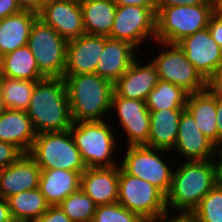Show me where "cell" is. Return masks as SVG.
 Instances as JSON below:
<instances>
[{
  "label": "cell",
  "instance_id": "1f68e13d",
  "mask_svg": "<svg viewBox=\"0 0 222 222\" xmlns=\"http://www.w3.org/2000/svg\"><path fill=\"white\" fill-rule=\"evenodd\" d=\"M191 214L198 222H222V184L212 188Z\"/></svg>",
  "mask_w": 222,
  "mask_h": 222
},
{
  "label": "cell",
  "instance_id": "7bdbcfd3",
  "mask_svg": "<svg viewBox=\"0 0 222 222\" xmlns=\"http://www.w3.org/2000/svg\"><path fill=\"white\" fill-rule=\"evenodd\" d=\"M12 220L13 218L7 199L0 197V222H10Z\"/></svg>",
  "mask_w": 222,
  "mask_h": 222
},
{
  "label": "cell",
  "instance_id": "f1b7e54d",
  "mask_svg": "<svg viewBox=\"0 0 222 222\" xmlns=\"http://www.w3.org/2000/svg\"><path fill=\"white\" fill-rule=\"evenodd\" d=\"M189 93L173 83L159 79L148 94L145 104L149 111L185 109Z\"/></svg>",
  "mask_w": 222,
  "mask_h": 222
},
{
  "label": "cell",
  "instance_id": "836d02e7",
  "mask_svg": "<svg viewBox=\"0 0 222 222\" xmlns=\"http://www.w3.org/2000/svg\"><path fill=\"white\" fill-rule=\"evenodd\" d=\"M24 153L15 145L0 141V170L17 161Z\"/></svg>",
  "mask_w": 222,
  "mask_h": 222
},
{
  "label": "cell",
  "instance_id": "bcb514c9",
  "mask_svg": "<svg viewBox=\"0 0 222 222\" xmlns=\"http://www.w3.org/2000/svg\"><path fill=\"white\" fill-rule=\"evenodd\" d=\"M7 110V107L4 103V100L2 98V94H1V91H0V116Z\"/></svg>",
  "mask_w": 222,
  "mask_h": 222
},
{
  "label": "cell",
  "instance_id": "b9f144b4",
  "mask_svg": "<svg viewBox=\"0 0 222 222\" xmlns=\"http://www.w3.org/2000/svg\"><path fill=\"white\" fill-rule=\"evenodd\" d=\"M216 123L218 129V148L222 146V99L216 98ZM221 144V145H220Z\"/></svg>",
  "mask_w": 222,
  "mask_h": 222
},
{
  "label": "cell",
  "instance_id": "ac0fdd59",
  "mask_svg": "<svg viewBox=\"0 0 222 222\" xmlns=\"http://www.w3.org/2000/svg\"><path fill=\"white\" fill-rule=\"evenodd\" d=\"M119 167H91L81 174L80 187L98 205L118 200Z\"/></svg>",
  "mask_w": 222,
  "mask_h": 222
},
{
  "label": "cell",
  "instance_id": "d4e9b609",
  "mask_svg": "<svg viewBox=\"0 0 222 222\" xmlns=\"http://www.w3.org/2000/svg\"><path fill=\"white\" fill-rule=\"evenodd\" d=\"M185 109L193 116L200 131L218 148L216 97L208 89L191 93Z\"/></svg>",
  "mask_w": 222,
  "mask_h": 222
},
{
  "label": "cell",
  "instance_id": "4fadbf2b",
  "mask_svg": "<svg viewBox=\"0 0 222 222\" xmlns=\"http://www.w3.org/2000/svg\"><path fill=\"white\" fill-rule=\"evenodd\" d=\"M38 18L67 41L86 34L79 0H49Z\"/></svg>",
  "mask_w": 222,
  "mask_h": 222
},
{
  "label": "cell",
  "instance_id": "f6af8a7d",
  "mask_svg": "<svg viewBox=\"0 0 222 222\" xmlns=\"http://www.w3.org/2000/svg\"><path fill=\"white\" fill-rule=\"evenodd\" d=\"M214 15L222 17V0H212Z\"/></svg>",
  "mask_w": 222,
  "mask_h": 222
},
{
  "label": "cell",
  "instance_id": "e0dca14e",
  "mask_svg": "<svg viewBox=\"0 0 222 222\" xmlns=\"http://www.w3.org/2000/svg\"><path fill=\"white\" fill-rule=\"evenodd\" d=\"M40 173L38 164L28 154H23L0 170V197L7 199L22 191L39 188Z\"/></svg>",
  "mask_w": 222,
  "mask_h": 222
},
{
  "label": "cell",
  "instance_id": "277c9868",
  "mask_svg": "<svg viewBox=\"0 0 222 222\" xmlns=\"http://www.w3.org/2000/svg\"><path fill=\"white\" fill-rule=\"evenodd\" d=\"M28 155L41 169H63L82 174L88 168L69 129L37 134Z\"/></svg>",
  "mask_w": 222,
  "mask_h": 222
},
{
  "label": "cell",
  "instance_id": "ab89813d",
  "mask_svg": "<svg viewBox=\"0 0 222 222\" xmlns=\"http://www.w3.org/2000/svg\"><path fill=\"white\" fill-rule=\"evenodd\" d=\"M49 0H17L22 10L39 13Z\"/></svg>",
  "mask_w": 222,
  "mask_h": 222
},
{
  "label": "cell",
  "instance_id": "f35d334b",
  "mask_svg": "<svg viewBox=\"0 0 222 222\" xmlns=\"http://www.w3.org/2000/svg\"><path fill=\"white\" fill-rule=\"evenodd\" d=\"M17 0H0V20L20 12Z\"/></svg>",
  "mask_w": 222,
  "mask_h": 222
},
{
  "label": "cell",
  "instance_id": "4dcf8cb0",
  "mask_svg": "<svg viewBox=\"0 0 222 222\" xmlns=\"http://www.w3.org/2000/svg\"><path fill=\"white\" fill-rule=\"evenodd\" d=\"M59 206L72 222H92L97 207L81 187L66 197Z\"/></svg>",
  "mask_w": 222,
  "mask_h": 222
},
{
  "label": "cell",
  "instance_id": "f546056e",
  "mask_svg": "<svg viewBox=\"0 0 222 222\" xmlns=\"http://www.w3.org/2000/svg\"><path fill=\"white\" fill-rule=\"evenodd\" d=\"M37 81L2 77L0 91L7 109L26 111Z\"/></svg>",
  "mask_w": 222,
  "mask_h": 222
},
{
  "label": "cell",
  "instance_id": "d6a6232c",
  "mask_svg": "<svg viewBox=\"0 0 222 222\" xmlns=\"http://www.w3.org/2000/svg\"><path fill=\"white\" fill-rule=\"evenodd\" d=\"M144 220L118 202L98 205L92 222H143Z\"/></svg>",
  "mask_w": 222,
  "mask_h": 222
},
{
  "label": "cell",
  "instance_id": "681fc988",
  "mask_svg": "<svg viewBox=\"0 0 222 222\" xmlns=\"http://www.w3.org/2000/svg\"><path fill=\"white\" fill-rule=\"evenodd\" d=\"M222 146H220V148L217 150V151H219L218 153H217V157H218V155H222V148H221Z\"/></svg>",
  "mask_w": 222,
  "mask_h": 222
},
{
  "label": "cell",
  "instance_id": "60d3db41",
  "mask_svg": "<svg viewBox=\"0 0 222 222\" xmlns=\"http://www.w3.org/2000/svg\"><path fill=\"white\" fill-rule=\"evenodd\" d=\"M116 6L135 5L145 8H150L155 13L154 0H113Z\"/></svg>",
  "mask_w": 222,
  "mask_h": 222
},
{
  "label": "cell",
  "instance_id": "ffe728a7",
  "mask_svg": "<svg viewBox=\"0 0 222 222\" xmlns=\"http://www.w3.org/2000/svg\"><path fill=\"white\" fill-rule=\"evenodd\" d=\"M135 46L132 44L104 36V50L97 63L95 73L115 83L136 60Z\"/></svg>",
  "mask_w": 222,
  "mask_h": 222
},
{
  "label": "cell",
  "instance_id": "2e32d148",
  "mask_svg": "<svg viewBox=\"0 0 222 222\" xmlns=\"http://www.w3.org/2000/svg\"><path fill=\"white\" fill-rule=\"evenodd\" d=\"M178 154L189 161L215 159L217 147L200 131L193 116L185 109L179 119L178 138L175 143Z\"/></svg>",
  "mask_w": 222,
  "mask_h": 222
},
{
  "label": "cell",
  "instance_id": "30bf717a",
  "mask_svg": "<svg viewBox=\"0 0 222 222\" xmlns=\"http://www.w3.org/2000/svg\"><path fill=\"white\" fill-rule=\"evenodd\" d=\"M156 152L164 153L166 150L146 145L127 146L126 155L120 167L127 174L156 186L166 195L171 186L173 171Z\"/></svg>",
  "mask_w": 222,
  "mask_h": 222
},
{
  "label": "cell",
  "instance_id": "e575fe53",
  "mask_svg": "<svg viewBox=\"0 0 222 222\" xmlns=\"http://www.w3.org/2000/svg\"><path fill=\"white\" fill-rule=\"evenodd\" d=\"M34 222H72V220L63 212L59 205L49 206Z\"/></svg>",
  "mask_w": 222,
  "mask_h": 222
},
{
  "label": "cell",
  "instance_id": "9a60e30c",
  "mask_svg": "<svg viewBox=\"0 0 222 222\" xmlns=\"http://www.w3.org/2000/svg\"><path fill=\"white\" fill-rule=\"evenodd\" d=\"M104 36L84 34L67 42L64 76L95 73Z\"/></svg>",
  "mask_w": 222,
  "mask_h": 222
},
{
  "label": "cell",
  "instance_id": "4316f807",
  "mask_svg": "<svg viewBox=\"0 0 222 222\" xmlns=\"http://www.w3.org/2000/svg\"><path fill=\"white\" fill-rule=\"evenodd\" d=\"M2 75L12 79L40 81L46 78L40 71L28 45L1 57Z\"/></svg>",
  "mask_w": 222,
  "mask_h": 222
},
{
  "label": "cell",
  "instance_id": "6da1fadb",
  "mask_svg": "<svg viewBox=\"0 0 222 222\" xmlns=\"http://www.w3.org/2000/svg\"><path fill=\"white\" fill-rule=\"evenodd\" d=\"M218 183L219 166L215 159L185 161L173 171L171 186L166 194L167 211L171 206L179 214H191Z\"/></svg>",
  "mask_w": 222,
  "mask_h": 222
},
{
  "label": "cell",
  "instance_id": "3957f363",
  "mask_svg": "<svg viewBox=\"0 0 222 222\" xmlns=\"http://www.w3.org/2000/svg\"><path fill=\"white\" fill-rule=\"evenodd\" d=\"M63 79L72 121H103L102 115L111 110L114 84L96 73L63 76Z\"/></svg>",
  "mask_w": 222,
  "mask_h": 222
},
{
  "label": "cell",
  "instance_id": "7402d4cb",
  "mask_svg": "<svg viewBox=\"0 0 222 222\" xmlns=\"http://www.w3.org/2000/svg\"><path fill=\"white\" fill-rule=\"evenodd\" d=\"M37 19V13L21 10L0 20V57L28 44L31 28Z\"/></svg>",
  "mask_w": 222,
  "mask_h": 222
},
{
  "label": "cell",
  "instance_id": "8992f818",
  "mask_svg": "<svg viewBox=\"0 0 222 222\" xmlns=\"http://www.w3.org/2000/svg\"><path fill=\"white\" fill-rule=\"evenodd\" d=\"M213 15V4L166 7L156 15L154 40L177 44L184 37L208 27Z\"/></svg>",
  "mask_w": 222,
  "mask_h": 222
},
{
  "label": "cell",
  "instance_id": "cb8c5ba5",
  "mask_svg": "<svg viewBox=\"0 0 222 222\" xmlns=\"http://www.w3.org/2000/svg\"><path fill=\"white\" fill-rule=\"evenodd\" d=\"M184 110L150 111V134L147 146L166 151L174 149L178 138L179 119Z\"/></svg>",
  "mask_w": 222,
  "mask_h": 222
},
{
  "label": "cell",
  "instance_id": "603a6c76",
  "mask_svg": "<svg viewBox=\"0 0 222 222\" xmlns=\"http://www.w3.org/2000/svg\"><path fill=\"white\" fill-rule=\"evenodd\" d=\"M81 184V174L63 169H41L39 189L50 206L59 205Z\"/></svg>",
  "mask_w": 222,
  "mask_h": 222
},
{
  "label": "cell",
  "instance_id": "8d00e7d4",
  "mask_svg": "<svg viewBox=\"0 0 222 222\" xmlns=\"http://www.w3.org/2000/svg\"><path fill=\"white\" fill-rule=\"evenodd\" d=\"M207 89L222 99V65L207 79Z\"/></svg>",
  "mask_w": 222,
  "mask_h": 222
},
{
  "label": "cell",
  "instance_id": "d590c367",
  "mask_svg": "<svg viewBox=\"0 0 222 222\" xmlns=\"http://www.w3.org/2000/svg\"><path fill=\"white\" fill-rule=\"evenodd\" d=\"M155 4V14L157 15L162 9L171 6L180 5H203V4H213L212 0H154Z\"/></svg>",
  "mask_w": 222,
  "mask_h": 222
},
{
  "label": "cell",
  "instance_id": "74e56055",
  "mask_svg": "<svg viewBox=\"0 0 222 222\" xmlns=\"http://www.w3.org/2000/svg\"><path fill=\"white\" fill-rule=\"evenodd\" d=\"M208 29L215 42L222 48V20L213 15L209 20Z\"/></svg>",
  "mask_w": 222,
  "mask_h": 222
},
{
  "label": "cell",
  "instance_id": "5b68a950",
  "mask_svg": "<svg viewBox=\"0 0 222 222\" xmlns=\"http://www.w3.org/2000/svg\"><path fill=\"white\" fill-rule=\"evenodd\" d=\"M117 202L146 221L160 222L169 215L166 195L151 183L127 174L120 166Z\"/></svg>",
  "mask_w": 222,
  "mask_h": 222
},
{
  "label": "cell",
  "instance_id": "5bb4252c",
  "mask_svg": "<svg viewBox=\"0 0 222 222\" xmlns=\"http://www.w3.org/2000/svg\"><path fill=\"white\" fill-rule=\"evenodd\" d=\"M177 44L206 80L222 65V48L210 35L208 27L184 37Z\"/></svg>",
  "mask_w": 222,
  "mask_h": 222
},
{
  "label": "cell",
  "instance_id": "c3c4849f",
  "mask_svg": "<svg viewBox=\"0 0 222 222\" xmlns=\"http://www.w3.org/2000/svg\"><path fill=\"white\" fill-rule=\"evenodd\" d=\"M3 77L2 75V62H1V57H0V80Z\"/></svg>",
  "mask_w": 222,
  "mask_h": 222
},
{
  "label": "cell",
  "instance_id": "52a82bcc",
  "mask_svg": "<svg viewBox=\"0 0 222 222\" xmlns=\"http://www.w3.org/2000/svg\"><path fill=\"white\" fill-rule=\"evenodd\" d=\"M69 131L88 168L117 166L110 159L116 141L105 121L73 122Z\"/></svg>",
  "mask_w": 222,
  "mask_h": 222
},
{
  "label": "cell",
  "instance_id": "44dd1931",
  "mask_svg": "<svg viewBox=\"0 0 222 222\" xmlns=\"http://www.w3.org/2000/svg\"><path fill=\"white\" fill-rule=\"evenodd\" d=\"M37 132L23 110L7 109L0 116V141L18 147L24 154L30 151Z\"/></svg>",
  "mask_w": 222,
  "mask_h": 222
},
{
  "label": "cell",
  "instance_id": "484cf974",
  "mask_svg": "<svg viewBox=\"0 0 222 222\" xmlns=\"http://www.w3.org/2000/svg\"><path fill=\"white\" fill-rule=\"evenodd\" d=\"M86 34L108 37L116 14L113 0H79Z\"/></svg>",
  "mask_w": 222,
  "mask_h": 222
},
{
  "label": "cell",
  "instance_id": "7a4b0ae2",
  "mask_svg": "<svg viewBox=\"0 0 222 222\" xmlns=\"http://www.w3.org/2000/svg\"><path fill=\"white\" fill-rule=\"evenodd\" d=\"M26 112L37 134L69 129L73 121L64 79L37 81Z\"/></svg>",
  "mask_w": 222,
  "mask_h": 222
},
{
  "label": "cell",
  "instance_id": "9c48e42d",
  "mask_svg": "<svg viewBox=\"0 0 222 222\" xmlns=\"http://www.w3.org/2000/svg\"><path fill=\"white\" fill-rule=\"evenodd\" d=\"M168 46L152 62L157 68L159 79L183 88L189 94L207 89V80L186 58L178 44L159 42Z\"/></svg>",
  "mask_w": 222,
  "mask_h": 222
},
{
  "label": "cell",
  "instance_id": "7c38bea8",
  "mask_svg": "<svg viewBox=\"0 0 222 222\" xmlns=\"http://www.w3.org/2000/svg\"><path fill=\"white\" fill-rule=\"evenodd\" d=\"M114 108L127 135V146H147L150 134V111L145 101L124 98L113 92L111 109Z\"/></svg>",
  "mask_w": 222,
  "mask_h": 222
},
{
  "label": "cell",
  "instance_id": "ee69618b",
  "mask_svg": "<svg viewBox=\"0 0 222 222\" xmlns=\"http://www.w3.org/2000/svg\"><path fill=\"white\" fill-rule=\"evenodd\" d=\"M166 215L160 222H198L192 214H178L172 219ZM169 219V220H168Z\"/></svg>",
  "mask_w": 222,
  "mask_h": 222
},
{
  "label": "cell",
  "instance_id": "f907efd6",
  "mask_svg": "<svg viewBox=\"0 0 222 222\" xmlns=\"http://www.w3.org/2000/svg\"><path fill=\"white\" fill-rule=\"evenodd\" d=\"M10 222H22V221H17V220H14V219H13V220H12V221H10Z\"/></svg>",
  "mask_w": 222,
  "mask_h": 222
},
{
  "label": "cell",
  "instance_id": "ba28073f",
  "mask_svg": "<svg viewBox=\"0 0 222 222\" xmlns=\"http://www.w3.org/2000/svg\"><path fill=\"white\" fill-rule=\"evenodd\" d=\"M67 40L39 18L33 24L28 46L39 71L47 78H63L66 65Z\"/></svg>",
  "mask_w": 222,
  "mask_h": 222
},
{
  "label": "cell",
  "instance_id": "8fae6325",
  "mask_svg": "<svg viewBox=\"0 0 222 222\" xmlns=\"http://www.w3.org/2000/svg\"><path fill=\"white\" fill-rule=\"evenodd\" d=\"M148 36H152V39L156 37V14L150 8L117 6L109 38L126 41L137 47Z\"/></svg>",
  "mask_w": 222,
  "mask_h": 222
},
{
  "label": "cell",
  "instance_id": "d6986e66",
  "mask_svg": "<svg viewBox=\"0 0 222 222\" xmlns=\"http://www.w3.org/2000/svg\"><path fill=\"white\" fill-rule=\"evenodd\" d=\"M158 81L157 68L152 62L141 66L135 60L114 83V92L124 98L146 101Z\"/></svg>",
  "mask_w": 222,
  "mask_h": 222
},
{
  "label": "cell",
  "instance_id": "7dc6e473",
  "mask_svg": "<svg viewBox=\"0 0 222 222\" xmlns=\"http://www.w3.org/2000/svg\"><path fill=\"white\" fill-rule=\"evenodd\" d=\"M220 159L217 157L219 166V183L222 184V155H219Z\"/></svg>",
  "mask_w": 222,
  "mask_h": 222
},
{
  "label": "cell",
  "instance_id": "83f0119b",
  "mask_svg": "<svg viewBox=\"0 0 222 222\" xmlns=\"http://www.w3.org/2000/svg\"><path fill=\"white\" fill-rule=\"evenodd\" d=\"M7 201L12 218L22 222H34L50 206L39 188L11 195Z\"/></svg>",
  "mask_w": 222,
  "mask_h": 222
}]
</instances>
